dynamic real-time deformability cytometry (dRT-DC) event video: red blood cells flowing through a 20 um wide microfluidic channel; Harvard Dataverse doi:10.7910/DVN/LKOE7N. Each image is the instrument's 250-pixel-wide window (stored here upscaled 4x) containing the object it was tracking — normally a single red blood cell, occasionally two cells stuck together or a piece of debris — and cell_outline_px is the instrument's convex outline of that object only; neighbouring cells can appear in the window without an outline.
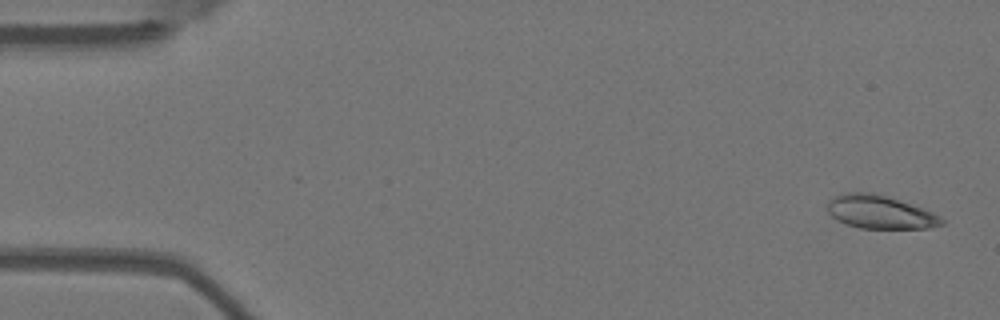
{"species": "Egyptian fruit bat (a non-hibernating species)", "species_latin": "Rousettus aegyptiacus", "temperature_condition": "warm", "stored_images_in_passage": 4, "camera_frame_rate_fps": 3000, "um_per_image_px": 0.085, "animal": {"sex": "female"}, "frame": {"image": 1, "passage_image": 1, "time_ms": 0.0, "image_size_px": [1000, 320], "cell_outline_px": [[944, 224], [928, 228], [860, 228], [836, 220], [828, 212], [828, 200], [832, 196], [844, 192], [872, 192], [932, 212], [940, 216], [944, 220]], "centroid_in_image_um": [74.74, 18.02], "position_along_channel_um": 10.3, "area_um2": 21.85}}